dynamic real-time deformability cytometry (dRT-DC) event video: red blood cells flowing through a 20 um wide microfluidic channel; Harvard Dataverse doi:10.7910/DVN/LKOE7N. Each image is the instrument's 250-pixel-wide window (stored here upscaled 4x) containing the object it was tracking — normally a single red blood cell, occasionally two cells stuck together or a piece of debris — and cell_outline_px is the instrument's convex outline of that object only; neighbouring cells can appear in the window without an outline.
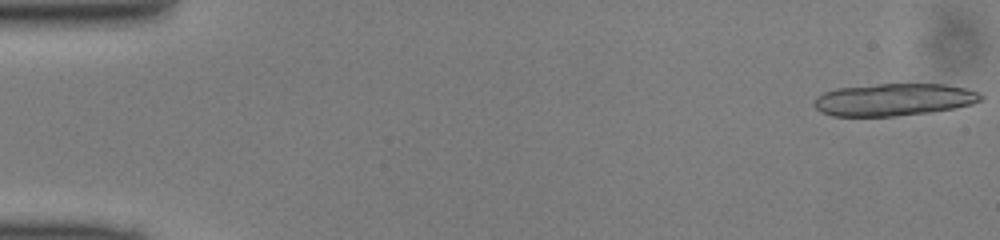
{"species": "common noctule bat (a hibernating species)", "species_latin": "Nyctalus noctula", "temperature_condition": "cold", "stored_images_in_passage": 15, "camera_frame_rate_fps": 3000, "um_per_image_px": 0.085, "animal": {"sex": "male", "body_mass_g": 13.0, "forearm_length_mm": 53.1}, "frame": {"image": 1, "passage_image": 1, "time_ms": 0.0, "image_size_px": [1000, 240], "cell_outline_px": [[984, 100], [972, 104], [956, 108], [932, 112], [892, 116], [832, 116], [820, 112], [812, 104], [816, 96], [824, 92], [836, 88], [876, 84], [944, 84], [964, 88], [976, 92], [984, 96]], "centroid_in_image_um": [75.96, 8.47], "position_along_channel_um": 9.0, "area_um2": 31.62}}